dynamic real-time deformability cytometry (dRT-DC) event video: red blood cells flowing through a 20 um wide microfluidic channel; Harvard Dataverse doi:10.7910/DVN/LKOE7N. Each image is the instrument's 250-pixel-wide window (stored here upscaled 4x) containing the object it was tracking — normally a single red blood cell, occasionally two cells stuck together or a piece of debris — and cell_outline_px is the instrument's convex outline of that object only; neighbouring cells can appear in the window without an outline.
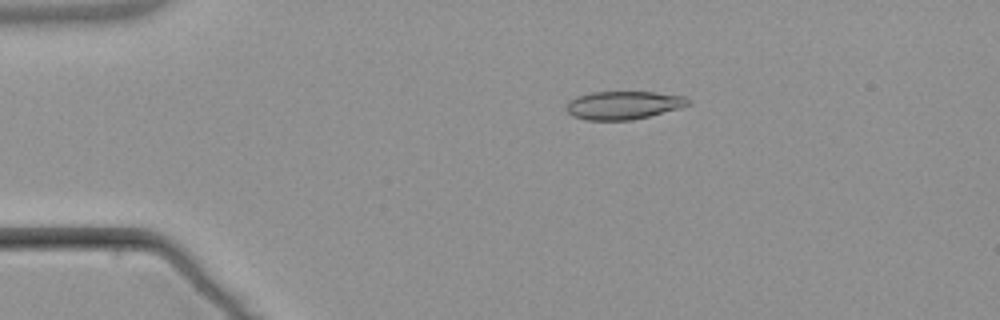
{"species": "common noctule bat (a hibernating species)", "species_latin": "Nyctalus noctula", "temperature_condition": "warm", "stored_images_in_passage": 4, "camera_frame_rate_fps": 3000, "um_per_image_px": 0.085, "animal": {"sex": "male", "body_mass_g": 21.5, "forearm_length_mm": 52.0}, "frame": {"image": 1, "passage_image": 2, "time_ms": 1.333, "image_size_px": [1000, 320], "cell_outline_px": [[692, 100], [688, 104], [680, 108], [632, 120], [588, 120], [572, 116], [564, 108], [568, 100], [576, 96], [592, 92], [656, 92], [688, 96]], "centroid_in_image_um": [52.98, 8.93], "position_along_channel_um": 32.0, "area_um2": 20.23}}
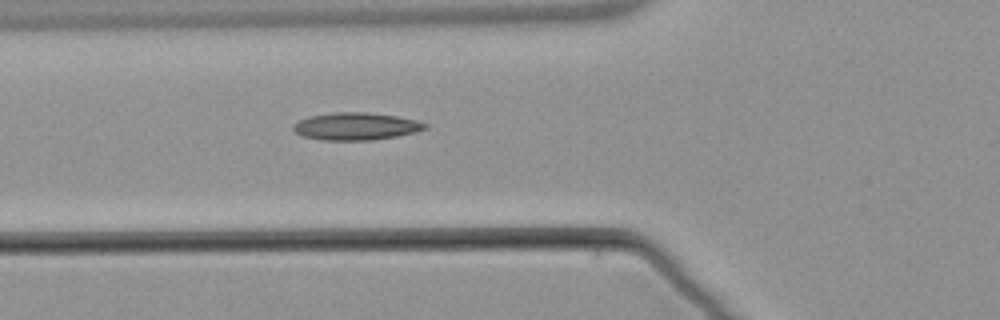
{"frame": {"image": 2, "passage_image": 4, "time_ms": 4.333, "image_size_px": [1000, 320], "cell_outline_px": [[428, 128], [416, 132], [396, 136], [372, 140], [320, 140], [304, 136], [292, 132], [292, 124], [308, 116], [332, 112], [368, 112], [396, 116], [416, 120], [428, 124]], "centroid_in_image_um": [30.22, 10.73], "position_along_channel_um": 95.6, "area_um2": 21.27}}